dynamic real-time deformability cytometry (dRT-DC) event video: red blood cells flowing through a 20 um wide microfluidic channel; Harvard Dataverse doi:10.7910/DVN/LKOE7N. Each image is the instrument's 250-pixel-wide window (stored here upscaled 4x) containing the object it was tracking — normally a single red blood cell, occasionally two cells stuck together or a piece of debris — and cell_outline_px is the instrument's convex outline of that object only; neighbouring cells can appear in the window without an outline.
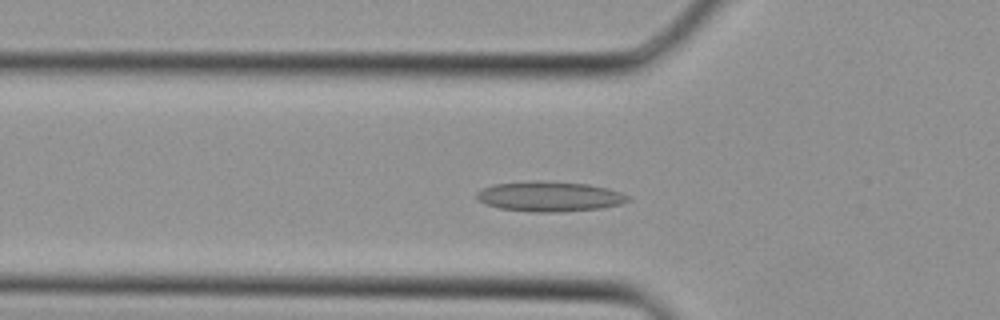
{"species": "Egyptian fruit bat (a non-hibernating species)", "species_latin": "Rousettus aegyptiacus", "temperature_condition": "cold", "stored_images_in_passage": 32, "camera_frame_rate_fps": 3000, "um_per_image_px": 0.085, "animal": {"sex": "female"}, "frame": {"image": 1, "passage_image": 10, "time_ms": 3.0, "image_size_px": [1000, 320], "cell_outline_px": [[632, 200], [620, 204], [600, 208], [560, 212], [532, 212], [500, 208], [488, 204], [480, 200], [476, 196], [476, 192], [492, 184], [532, 180], [540, 180], [588, 184], [608, 188], [620, 192], [628, 196]], "centroid_in_image_um": [46.72, 16.69], "position_along_channel_um": 79.1, "area_um2": 26.53}}
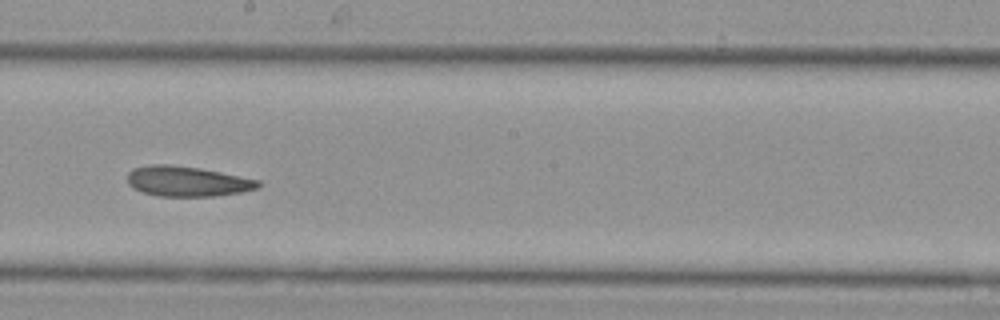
{"frame": {"image": 2, "passage_image": 18, "time_ms": 5.667, "image_size_px": [1000, 320], "cell_outline_px": [[260, 188], [240, 192], [216, 196], [160, 196], [144, 192], [132, 188], [128, 184], [128, 172], [136, 168], [152, 164], [168, 164], [200, 168], [260, 180]], "centroid_in_image_um": [15.93, 15.41], "position_along_channel_um": 232.3, "area_um2": 22.89}}
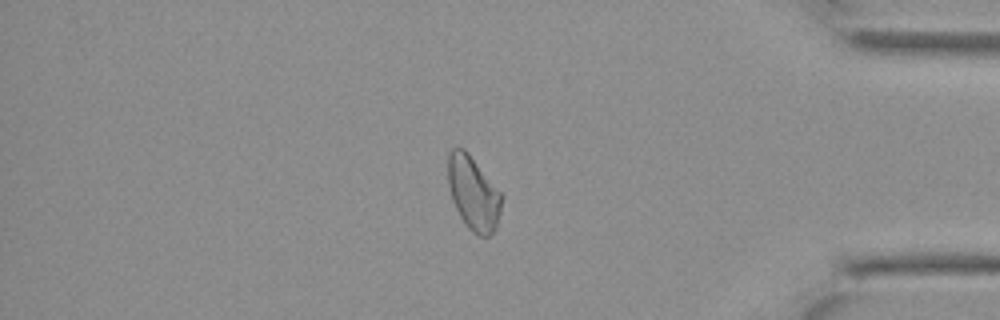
{"frame": {"image": 3, "passage_image": 28, "time_ms": 9.0, "image_size_px": [1000, 320], "cell_outline_px": [[504, 196], [496, 228], [488, 236], [480, 236], [472, 232], [468, 228], [460, 216], [452, 200], [448, 184], [448, 156], [452, 148], [464, 148], [468, 152]], "centroid_in_image_um": [40.24, 16.42], "position_along_channel_um": 395.0, "area_um2": 23.06}}